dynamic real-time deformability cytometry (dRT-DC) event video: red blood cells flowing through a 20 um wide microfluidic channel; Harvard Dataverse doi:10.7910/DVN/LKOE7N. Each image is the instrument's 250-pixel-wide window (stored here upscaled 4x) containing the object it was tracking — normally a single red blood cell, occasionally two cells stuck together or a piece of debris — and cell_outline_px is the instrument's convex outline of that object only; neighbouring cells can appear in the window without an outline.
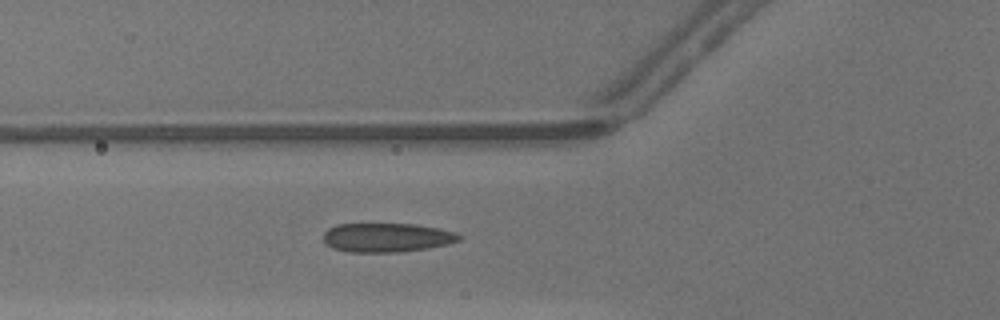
{"species": "common noctule bat (a hibernating species)", "species_latin": "Nyctalus noctula", "temperature_condition": "warm", "stored_images_in_passage": 46, "camera_frame_rate_fps": 3000, "um_per_image_px": 0.085, "animal": {"sex": "male", "body_mass_g": 13.3}, "frame": {"image": 1, "passage_image": 18, "time_ms": 5.667, "image_size_px": [1000, 320], "cell_outline_px": [[464, 236], [460, 240], [448, 244], [428, 248], [400, 252], [348, 252], [332, 248], [324, 240], [324, 232], [328, 228], [340, 224], [416, 224], [440, 228], [456, 232]], "centroid_in_image_um": [32.93, 20.19], "position_along_channel_um": 92.9, "area_um2": 23.12}}
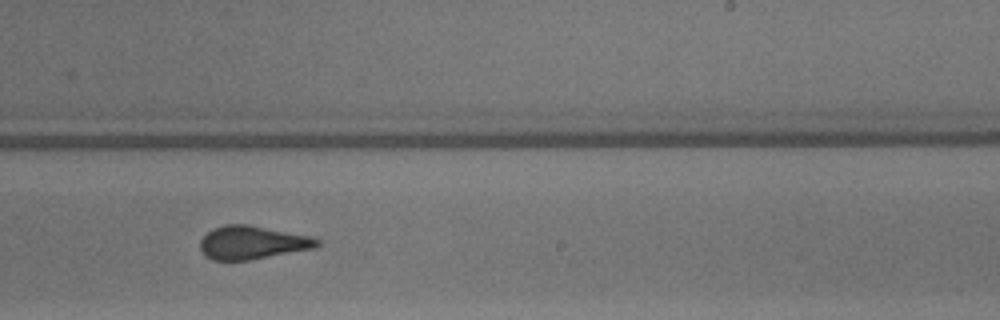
{"frame": {"image": 2, "passage_image": 30, "time_ms": 9.667, "image_size_px": [1000, 320], "cell_outline_px": [[320, 244], [316, 248], [248, 260], [212, 260], [204, 256], [200, 248], [200, 240], [212, 228], [228, 224], [244, 224], [312, 236], [320, 240]], "centroid_in_image_um": [21.44, 20.62], "position_along_channel_um": 267.6, "area_um2": 22.66}}
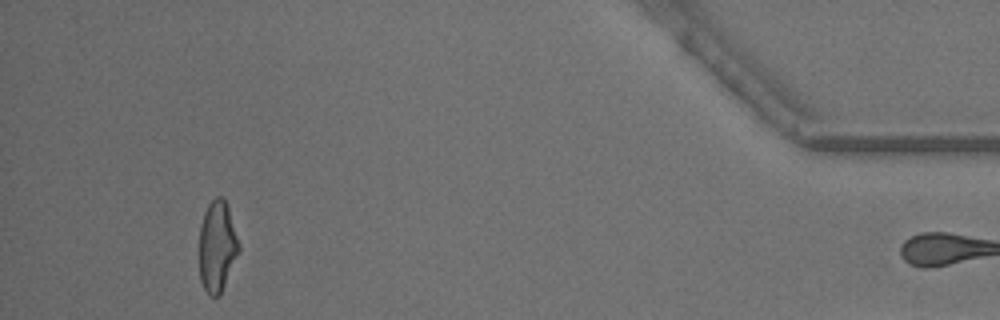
{"frame": {"image": 3, "passage_image": 45, "time_ms": 14.667, "image_size_px": [1000, 320], "cell_outline_px": [[240, 252], [220, 296], [208, 296], [200, 280], [200, 224], [204, 212], [208, 204], [216, 196], [224, 196], [240, 244]], "centroid_in_image_um": [18.47, 20.96], "position_along_channel_um": 416.7, "area_um2": 21.27}, "authors_computed_cell_mechanics": {"area_um2": 22.7154, "velocity_mm_per_s": 4.3529, "shape_relaxation_time_tau1_ms": null, "shape_relaxation_time_tau2_ms": 1.2526, "deformation_change_tau1": null, "deformation_change_tau2": 0.1021}}